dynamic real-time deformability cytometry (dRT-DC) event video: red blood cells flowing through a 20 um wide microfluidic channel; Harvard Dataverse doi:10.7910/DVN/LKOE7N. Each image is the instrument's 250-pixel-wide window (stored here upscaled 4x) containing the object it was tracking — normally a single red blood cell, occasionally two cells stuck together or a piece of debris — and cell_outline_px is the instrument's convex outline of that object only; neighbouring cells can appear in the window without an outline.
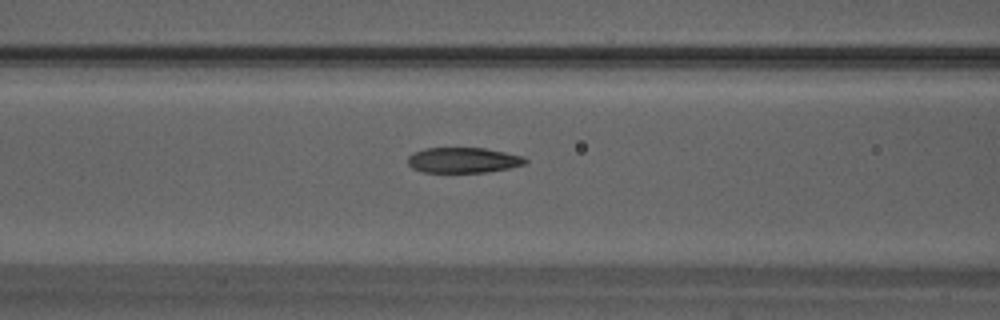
{"species": "Egyptian fruit bat (a non-hibernating species)", "species_latin": "Rousettus aegyptiacus", "temperature_condition": "warm", "stored_images_in_passage": 43, "camera_frame_rate_fps": 3000, "um_per_image_px": 0.085, "animal": {"sex": "male"}, "frame": {"image": 1, "passage_image": 14, "time_ms": 4.333, "image_size_px": [1000, 320], "cell_outline_px": [[528, 160], [524, 164], [508, 168], [488, 172], [424, 172], [412, 168], [408, 164], [408, 156], [412, 152], [424, 148], [484, 148], [524, 156]], "centroid_in_image_um": [39.35, 13.61], "position_along_channel_um": 127.3, "area_um2": 17.4}}
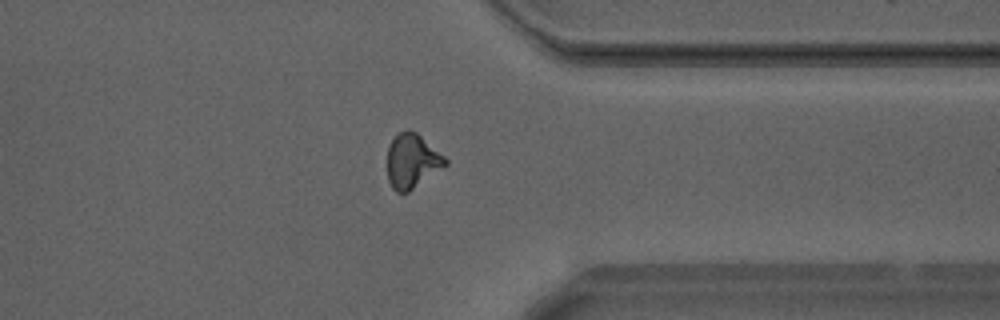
{"frame": {"image": 2, "passage_image": 32, "time_ms": 10.333, "image_size_px": [1000, 320], "cell_outline_px": [[448, 164], [408, 192], [396, 192], [392, 188], [388, 180], [388, 144], [404, 128], [408, 128], [416, 132], [444, 156], [448, 160]], "centroid_in_image_um": [35.02, 13.67], "position_along_channel_um": 376.4, "area_um2": 18.26}}
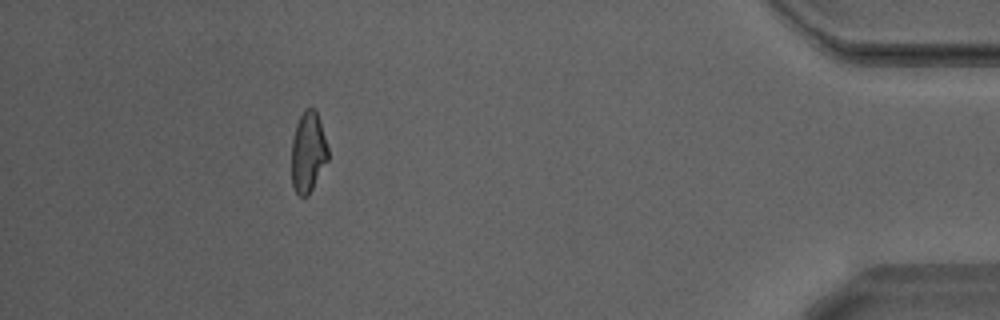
{"frame": {"image": 3, "passage_image": 38, "time_ms": 12.333, "image_size_px": [1000, 320], "cell_outline_px": [[328, 160], [308, 196], [300, 196], [296, 192], [292, 184], [292, 140], [296, 124], [304, 108], [316, 108], [328, 148]], "centroid_in_image_um": [26.19, 12.91], "position_along_channel_um": 409.0, "area_um2": 17.11}, "authors_computed_cell_mechanics": {"area_um2": 17.918, "velocity_mm_per_s": 4.2477, "shape_relaxation_time_tau1_ms": null, "shape_relaxation_time_tau2_ms": 1.4551, "deformation_change_tau1": null, "deformation_change_tau2": 0.0822}}